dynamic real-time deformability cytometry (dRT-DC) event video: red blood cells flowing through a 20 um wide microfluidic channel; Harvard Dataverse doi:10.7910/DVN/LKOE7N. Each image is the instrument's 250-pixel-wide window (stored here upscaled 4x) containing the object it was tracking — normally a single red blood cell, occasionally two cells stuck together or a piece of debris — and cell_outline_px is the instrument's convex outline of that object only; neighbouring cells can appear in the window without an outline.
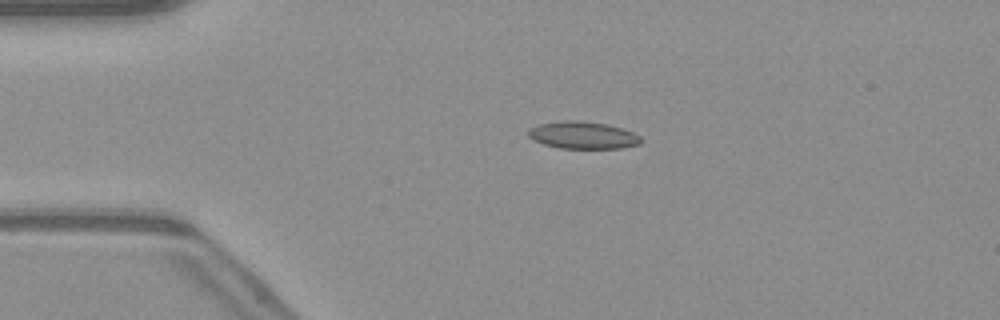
{"species": "common noctule bat (a hibernating species)", "species_latin": "Nyctalus noctula", "temperature_condition": "warm", "stored_images_in_passage": 51, "camera_frame_rate_fps": 3000, "um_per_image_px": 0.085, "animal": {"sex": "male", "body_mass_g": 23.1, "forearm_length_mm": 52.7}, "frame": {"image": 1, "passage_image": 12, "time_ms": 3.667, "image_size_px": [1000, 320], "cell_outline_px": [[640, 144], [620, 148], [560, 148], [544, 144], [532, 140], [528, 136], [528, 132], [532, 128], [540, 124], [564, 120], [580, 120], [608, 124], [632, 132], [640, 136]], "centroid_in_image_um": [49.53, 11.49], "position_along_channel_um": 35.5, "area_um2": 17.74}}
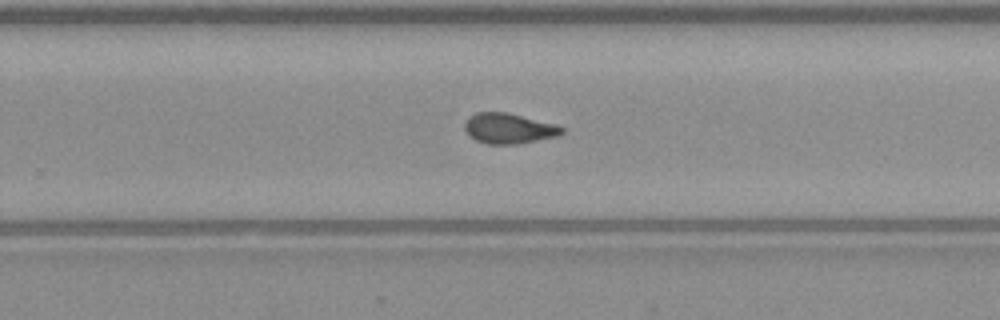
{"frame": {"image": 2, "passage_image": 33, "time_ms": 10.667, "image_size_px": [1000, 320], "cell_outline_px": [[564, 132], [560, 136], [516, 144], [488, 144], [476, 140], [464, 128], [464, 124], [468, 116], [476, 112], [508, 112], [556, 124], [564, 128]], "centroid_in_image_um": [43.28, 10.9], "position_along_channel_um": 286.5, "area_um2": 17.28}}
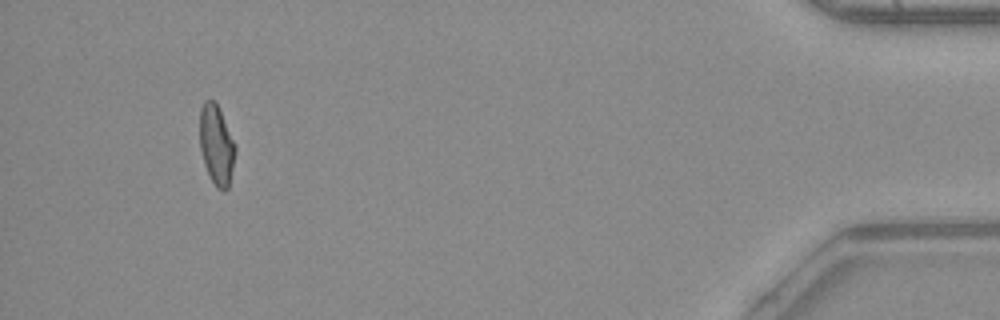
{"frame": {"image": 3, "passage_image": 48, "time_ms": 15.667, "image_size_px": [1000, 320], "cell_outline_px": [[236, 148], [228, 188], [224, 192], [216, 188], [204, 164], [200, 148], [200, 108], [204, 100], [216, 100]], "centroid_in_image_um": [18.38, 12.3], "position_along_channel_um": 416.8, "area_um2": 16.36}, "authors_computed_cell_mechanics": {"area_um2": 17.1666, "velocity_mm_per_s": 4.1187, "shape_relaxation_time_tau1_ms": null, "shape_relaxation_time_tau2_ms": 1.6168, "deformation_change_tau1": null, "deformation_change_tau2": 0.0709}}